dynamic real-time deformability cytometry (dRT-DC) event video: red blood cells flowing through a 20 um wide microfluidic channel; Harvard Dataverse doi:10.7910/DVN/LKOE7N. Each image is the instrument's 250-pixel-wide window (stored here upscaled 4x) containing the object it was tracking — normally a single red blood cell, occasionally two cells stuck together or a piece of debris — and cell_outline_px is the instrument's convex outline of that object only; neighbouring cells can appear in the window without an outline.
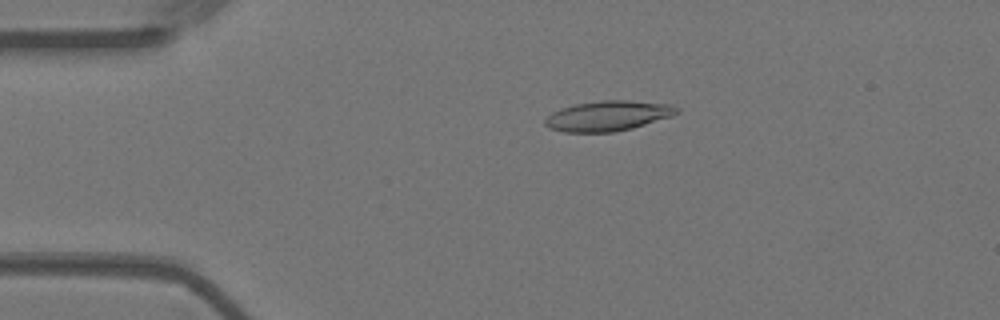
{"species": "Egyptian fruit bat (a non-hibernating species)", "species_latin": "Rousettus aegyptiacus", "temperature_condition": "warm", "stored_images_in_passage": 56, "camera_frame_rate_fps": 3000, "um_per_image_px": 0.085, "animal": {"sex": "female"}, "frame": {"image": 1, "passage_image": 11, "time_ms": 3.333, "image_size_px": [1000, 320], "cell_outline_px": [[680, 112], [672, 116], [632, 128], [612, 132], [564, 132], [548, 128], [544, 124], [544, 120], [552, 112], [560, 108], [576, 104], [604, 100], [628, 100], [672, 104], [680, 108]], "centroid_in_image_um": [51.69, 9.84], "position_along_channel_um": 33.3, "area_um2": 23.24}}
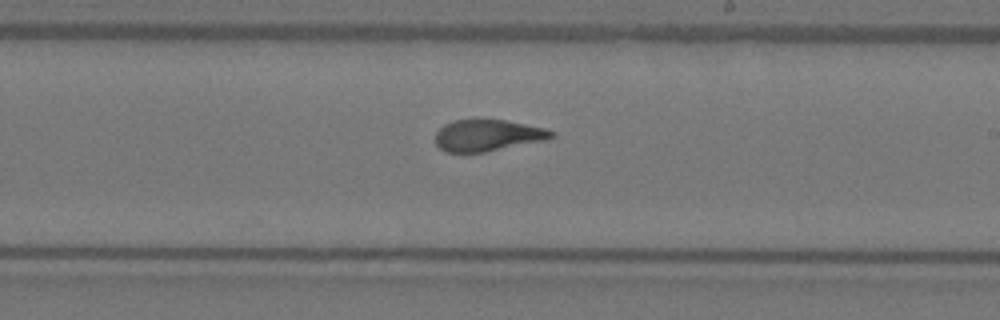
{"frame": {"image": 2, "passage_image": 32, "time_ms": 10.333, "image_size_px": [1000, 320], "cell_outline_px": [[556, 136], [548, 140], [484, 152], [448, 152], [440, 148], [436, 144], [436, 132], [444, 124], [452, 120], [504, 120], [544, 128], [556, 132]], "centroid_in_image_um": [41.48, 11.51], "position_along_channel_um": 247.5, "area_um2": 21.27}}
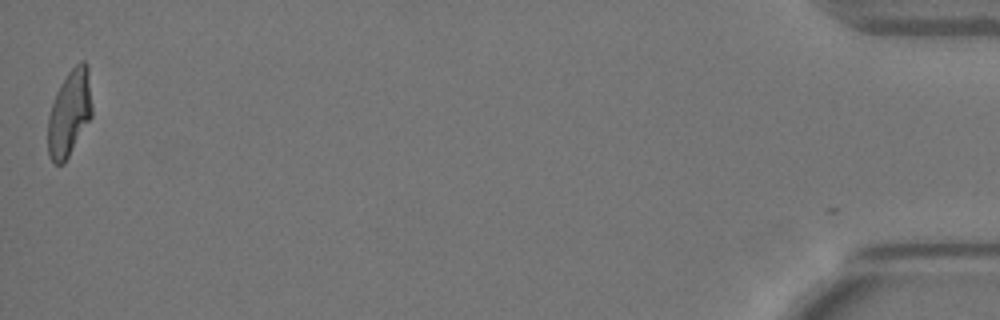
{"frame": {"image": 3, "passage_image": 55, "time_ms": 18.0, "image_size_px": [1000, 320], "cell_outline_px": [[92, 116], [64, 164], [56, 164], [48, 156], [48, 116], [56, 92], [60, 84], [68, 72], [80, 60], [84, 60], [88, 64], [92, 108]], "centroid_in_image_um": [5.91, 9.59], "position_along_channel_um": 429.3, "area_um2": 22.25}, "authors_computed_cell_mechanics": {"area_um2": 22.4264, "velocity_mm_per_s": 3.6403, "shape_relaxation_time_tau1_ms": 5.7101, "shape_relaxation_time_tau2_ms": 1.2355, "deformation_change_tau1": 0.2379, "deformation_change_tau2": 0.0958}}